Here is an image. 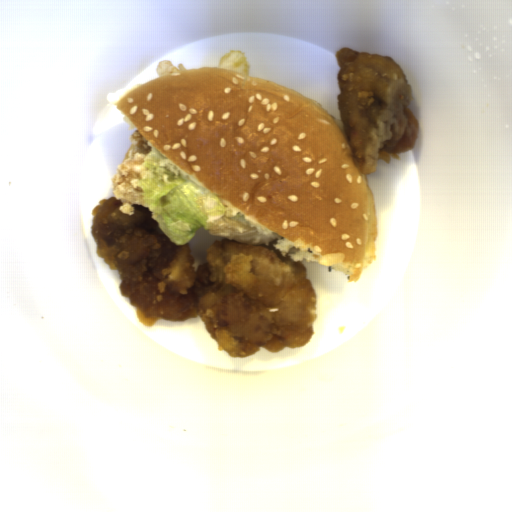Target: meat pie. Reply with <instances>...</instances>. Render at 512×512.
Listing matches in <instances>:
<instances>
[{
    "instance_id": "meat-pie-1",
    "label": "meat pie",
    "mask_w": 512,
    "mask_h": 512,
    "mask_svg": "<svg viewBox=\"0 0 512 512\" xmlns=\"http://www.w3.org/2000/svg\"><path fill=\"white\" fill-rule=\"evenodd\" d=\"M157 149L135 126L127 150L115 172L111 193L115 200H121L119 210L124 214L134 215L133 205H141L143 192L138 185L145 156Z\"/></svg>"
},
{
    "instance_id": "meat-pie-2",
    "label": "meat pie",
    "mask_w": 512,
    "mask_h": 512,
    "mask_svg": "<svg viewBox=\"0 0 512 512\" xmlns=\"http://www.w3.org/2000/svg\"><path fill=\"white\" fill-rule=\"evenodd\" d=\"M180 71H187L186 68L182 64H172L171 62L167 60H160L157 68H156V75L159 77L169 75L172 73L180 72Z\"/></svg>"
}]
</instances>
